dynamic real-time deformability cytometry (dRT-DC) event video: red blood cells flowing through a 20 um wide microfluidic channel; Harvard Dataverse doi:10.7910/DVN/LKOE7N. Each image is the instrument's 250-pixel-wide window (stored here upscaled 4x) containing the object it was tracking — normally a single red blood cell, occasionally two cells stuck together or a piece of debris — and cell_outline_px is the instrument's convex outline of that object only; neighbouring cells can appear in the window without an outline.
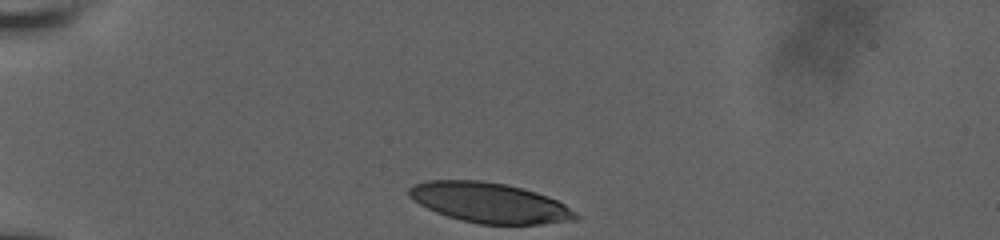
{"species": "human", "species_latin": "Homo sapiens", "temperature_condition": "room temperature", "stored_images_in_passage": 30, "camera_frame_rate_fps": 3000, "um_per_image_px": 0.085, "donor": {"sex": "male"}, "frame": {"image": 1, "passage_image": 1, "time_ms": 0.0, "image_size_px": [1000, 240], "cell_outline_px": [[580, 216], [576, 220], [540, 224], [480, 224], [460, 220], [436, 212], [420, 204], [408, 196], [408, 188], [412, 184], [428, 180], [480, 180], [504, 184], [524, 188], [548, 196], [564, 204], [576, 212]], "centroid_in_image_um": [41.61, 17.23], "position_along_channel_um": 43.4, "area_um2": 38.96}}
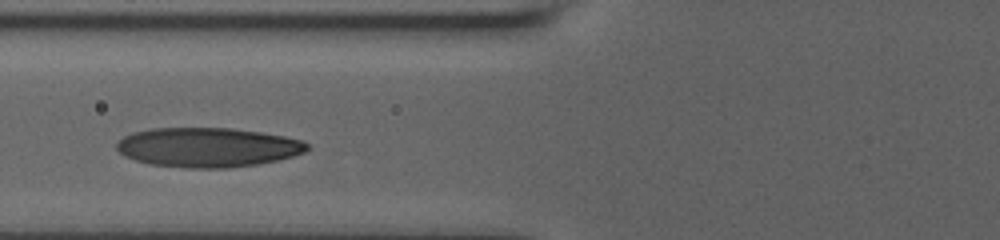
{"frame": {"image": 2, "passage_image": 18, "time_ms": 3.0, "image_size_px": [1000, 240], "cell_outline_px": [[312, 148], [304, 152], [280, 160], [256, 164], [228, 168], [184, 168], [152, 164], [136, 160], [124, 156], [116, 148], [116, 144], [124, 136], [132, 132], [152, 128], [232, 128], [260, 132], [284, 136], [304, 140]], "centroid_in_image_um": [17.68, 12.52], "position_along_channel_um": 108.1, "area_um2": 43.99}}
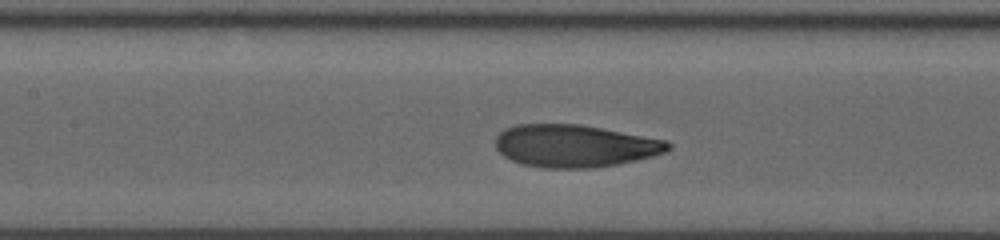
{"frame": {"image": 3, "passage_image": 25, "time_ms": 4.333, "image_size_px": [1000, 240], "cell_outline_px": [[672, 148], [668, 152], [636, 160], [616, 164], [592, 168], [544, 168], [520, 164], [504, 156], [496, 148], [496, 136], [504, 128], [516, 124], [580, 124], [668, 140], [672, 144]], "centroid_in_image_um": [48.87, 12.4], "position_along_channel_um": 158.5, "area_um2": 43.0}}